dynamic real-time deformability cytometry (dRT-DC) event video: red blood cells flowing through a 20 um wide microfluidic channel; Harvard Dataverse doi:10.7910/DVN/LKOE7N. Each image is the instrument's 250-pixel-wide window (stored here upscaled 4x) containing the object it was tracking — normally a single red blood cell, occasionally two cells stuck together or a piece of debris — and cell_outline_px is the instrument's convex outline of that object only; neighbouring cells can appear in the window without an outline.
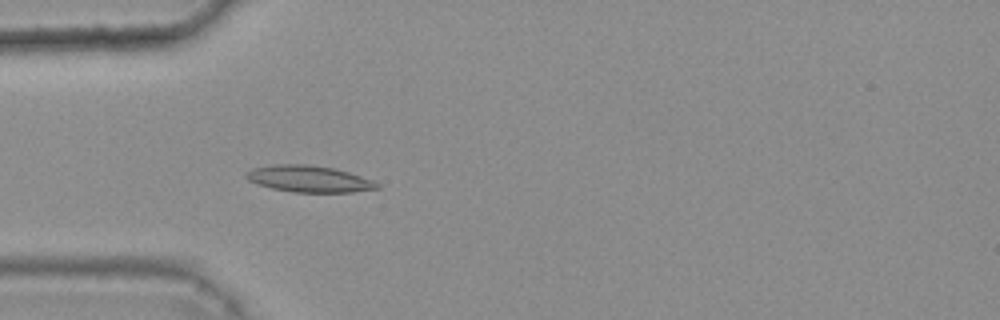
{"species": "common noctule bat (a hibernating species)", "species_latin": "Nyctalus noctula", "temperature_condition": "warm", "stored_images_in_passage": 33, "camera_frame_rate_fps": 3000, "um_per_image_px": 0.085, "animal": {"sex": "female", "body_mass_g": 25.1}, "frame": {"image": 1, "passage_image": 3, "time_ms": 0.667, "image_size_px": [1000, 320], "cell_outline_px": [[380, 188], [352, 192], [292, 192], [272, 188], [256, 184], [248, 180], [244, 176], [244, 172], [252, 168], [272, 164], [308, 164], [336, 168], [376, 180], [380, 184]], "centroid_in_image_um": [26.27, 15.19], "position_along_channel_um": 58.7, "area_um2": 20.69}}
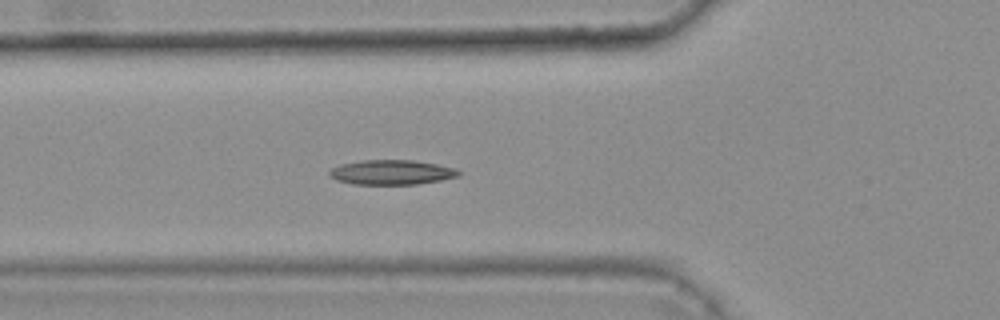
{"frame": {"image": 2, "passage_image": 6, "time_ms": 1.667, "image_size_px": [1000, 320], "cell_outline_px": [[460, 176], [440, 180], [416, 184], [352, 184], [336, 180], [328, 176], [328, 172], [332, 168], [340, 164], [364, 160], [412, 160], [436, 164], [456, 168], [460, 172]], "centroid_in_image_um": [33.26, 14.64], "position_along_channel_um": 92.5, "area_um2": 18.61}}
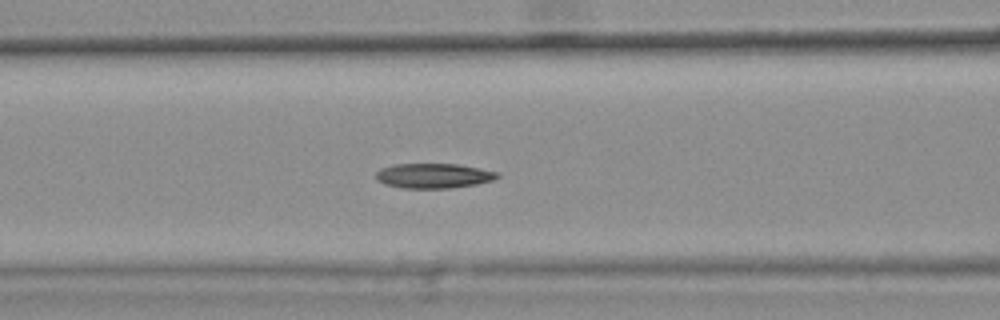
{"frame": {"image": 3, "passage_image": 9, "time_ms": 2.667, "image_size_px": [1000, 320], "cell_outline_px": [[500, 176], [492, 180], [476, 184], [452, 188], [400, 188], [384, 184], [376, 180], [376, 172], [380, 168], [396, 164], [456, 164], [480, 168], [500, 172]], "centroid_in_image_um": [36.84, 14.94], "position_along_channel_um": 129.8, "area_um2": 17.69}}